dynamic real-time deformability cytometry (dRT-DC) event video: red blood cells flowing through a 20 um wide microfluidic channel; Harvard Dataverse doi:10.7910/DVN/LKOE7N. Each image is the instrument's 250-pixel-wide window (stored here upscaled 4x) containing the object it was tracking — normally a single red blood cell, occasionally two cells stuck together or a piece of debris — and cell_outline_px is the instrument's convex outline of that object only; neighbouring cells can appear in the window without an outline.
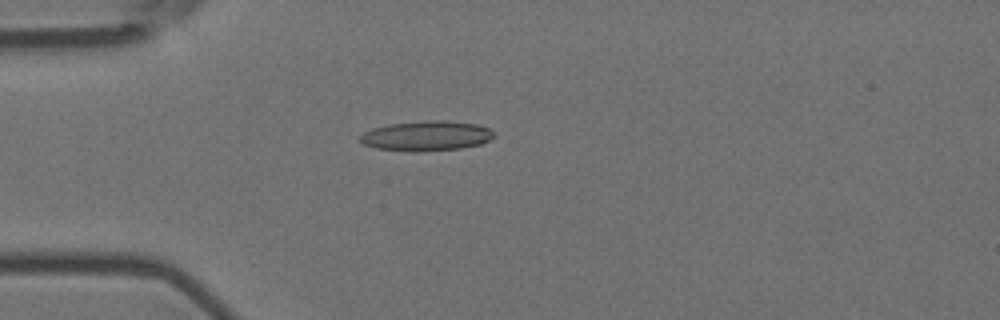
{"species": "Egyptian fruit bat (a non-hibernating species)", "species_latin": "Rousettus aegyptiacus", "temperature_condition": "room temperature", "stored_images_in_passage": 5, "camera_frame_rate_fps": 3000, "um_per_image_px": 0.085, "animal": {"sex": "female"}, "frame": {"image": 1, "passage_image": 5, "time_ms": 1.333, "image_size_px": [1000, 320], "cell_outline_px": [[496, 136], [480, 144], [460, 148], [416, 152], [412, 152], [376, 148], [364, 144], [360, 140], [360, 136], [364, 132], [372, 128], [388, 124], [428, 120], [444, 120], [476, 124], [488, 128], [496, 132]], "centroid_in_image_um": [36.26, 11.54], "position_along_channel_um": 48.7, "area_um2": 23.41}}